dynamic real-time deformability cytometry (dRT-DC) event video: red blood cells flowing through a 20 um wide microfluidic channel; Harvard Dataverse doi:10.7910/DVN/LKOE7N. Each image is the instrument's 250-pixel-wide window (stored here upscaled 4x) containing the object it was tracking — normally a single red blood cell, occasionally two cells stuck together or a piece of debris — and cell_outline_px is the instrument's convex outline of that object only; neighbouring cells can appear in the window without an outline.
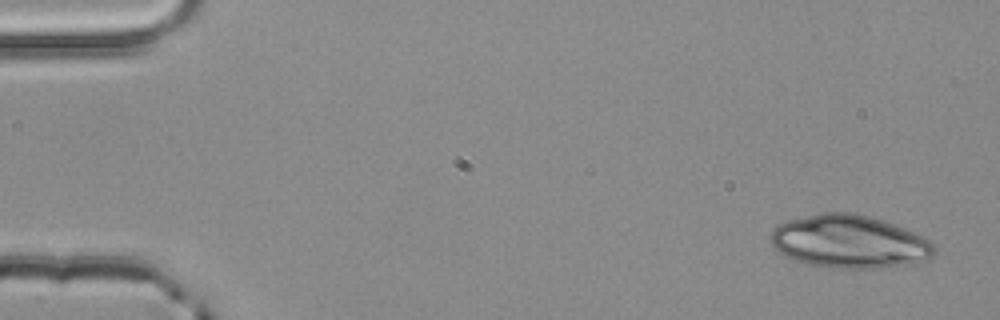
{"species": "common noctule bat (a hibernating species)", "species_latin": "Nyctalus noctula", "temperature_condition": "room temperature", "stored_images_in_passage": 4, "segment_of_instrument_passage": [1, 2], "camera_frame_rate_fps": 3000, "um_per_image_px": 0.085, "animal": {"sex": "male", "body_mass_g": 20.4}, "frame": {"image": 1, "passage_image": 1, "time_ms": 0.0, "image_size_px": [1000, 320], "cell_outline_px": [[936, 256], [924, 260], [904, 264], [880, 268], [836, 268], [808, 264], [796, 260], [780, 252], [768, 240], [768, 236], [776, 224], [788, 220], [824, 212], [852, 212], [884, 220], [904, 228], [928, 240], [936, 248]], "centroid_in_image_um": [72.17, 20.53], "position_along_channel_um": 12.8, "area_um2": 50.4}}